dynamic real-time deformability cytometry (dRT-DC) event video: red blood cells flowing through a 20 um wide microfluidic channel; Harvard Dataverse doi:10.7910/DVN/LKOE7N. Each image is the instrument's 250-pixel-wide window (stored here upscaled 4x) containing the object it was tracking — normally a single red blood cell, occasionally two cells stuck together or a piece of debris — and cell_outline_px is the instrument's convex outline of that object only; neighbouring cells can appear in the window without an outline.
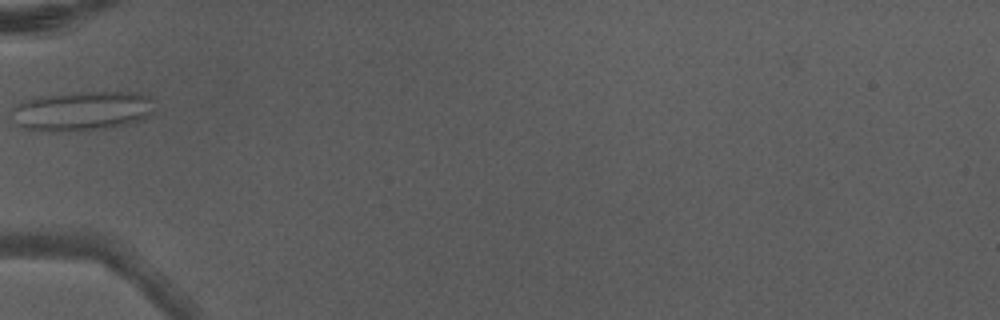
{"species": "Egyptian fruit bat (a non-hibernating species)", "species_latin": "Rousettus aegyptiacus", "temperature_condition": "warm", "stored_images_in_passage": 3, "camera_frame_rate_fps": 3000, "um_per_image_px": 0.085, "animal": {"sex": "male"}, "frame": {"image": 1, "passage_image": 3, "time_ms": 0.667, "image_size_px": [1000, 320], "cell_outline_px": [[152, 112], [148, 116], [140, 120], [128, 124], [104, 128], [76, 132], [36, 132], [20, 128], [12, 120], [12, 108], [16, 104], [24, 100], [44, 96], [80, 92], [148, 92], [152, 100]], "centroid_in_image_um": [6.93, 9.46], "position_along_channel_um": 78.1, "area_um2": 33.64}}